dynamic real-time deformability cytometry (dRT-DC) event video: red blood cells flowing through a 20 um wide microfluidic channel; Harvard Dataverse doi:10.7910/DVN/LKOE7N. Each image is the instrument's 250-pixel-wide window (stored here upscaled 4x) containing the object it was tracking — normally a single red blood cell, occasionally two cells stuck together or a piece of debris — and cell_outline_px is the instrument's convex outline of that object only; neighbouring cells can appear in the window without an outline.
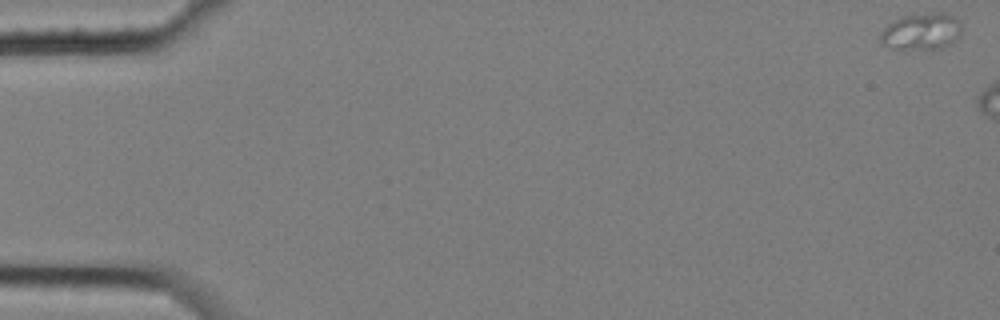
{"species": "common noctule bat (a hibernating species)", "species_latin": "Nyctalus noctula", "temperature_condition": "cold", "stored_images_in_passage": 3, "camera_frame_rate_fps": 3000, "um_per_image_px": 0.085, "animal": {"sex": "female", "body_mass_g": 25.1}, "frame": {"image": 1, "passage_image": 1, "time_ms": 0.0, "image_size_px": [1000, 320], "cell_outline_px": [[960, 36], [952, 44], [940, 48], [892, 48], [884, 44], [880, 40], [880, 32], [888, 24], [904, 16], [932, 12], [944, 12], [960, 20]], "centroid_in_image_um": [78.36, 2.66], "position_along_channel_um": 6.6, "area_um2": 17.17}}